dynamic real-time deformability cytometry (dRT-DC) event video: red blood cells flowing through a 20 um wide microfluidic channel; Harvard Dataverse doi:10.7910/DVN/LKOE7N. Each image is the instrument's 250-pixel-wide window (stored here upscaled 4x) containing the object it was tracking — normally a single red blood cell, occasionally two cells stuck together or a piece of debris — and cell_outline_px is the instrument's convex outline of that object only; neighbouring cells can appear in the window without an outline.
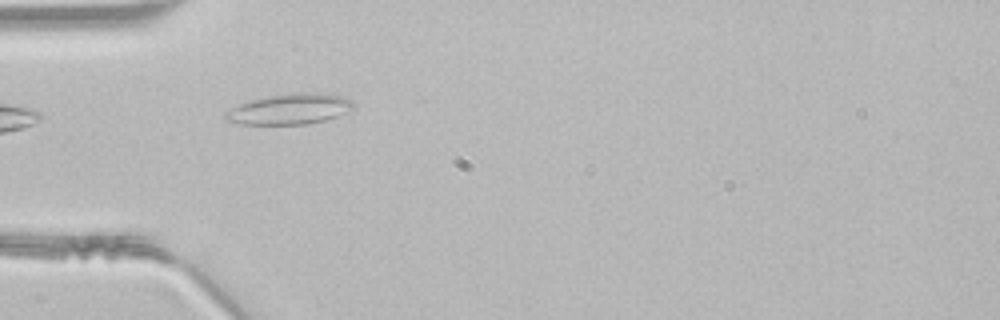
{"species": "common noctule bat (a hibernating species)", "species_latin": "Nyctalus noctula", "temperature_condition": "room temperature", "stored_images_in_passage": 4, "camera_frame_rate_fps": 3000, "um_per_image_px": 0.085, "animal": {"sex": "male", "body_mass_g": 21.5, "forearm_length_mm": 52.0}, "frame": {"image": 1, "passage_image": 1, "time_ms": 0.0, "image_size_px": [1000, 320], "cell_outline_px": [[356, 104], [352, 108], [336, 116], [324, 120], [308, 124], [240, 124], [224, 120], [224, 112], [240, 104], [252, 100], [268, 96], [296, 92], [320, 92], [344, 96], [352, 100]], "centroid_in_image_um": [24.63, 9.26], "position_along_channel_um": 60.4, "area_um2": 22.83}}
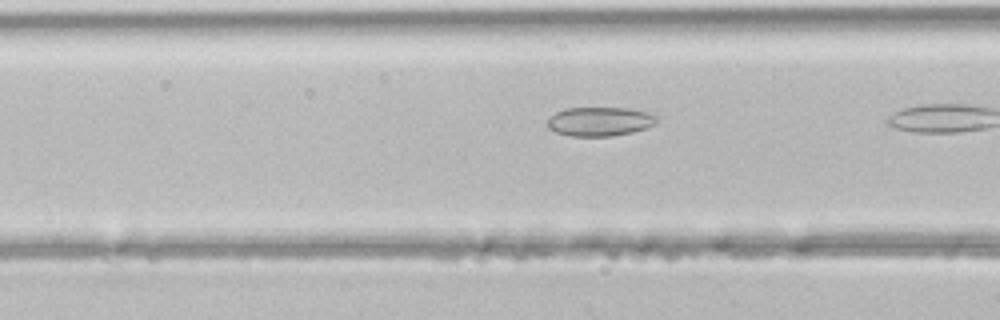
{"frame": {"image": 2, "passage_image": 3, "time_ms": 0.667, "image_size_px": [1000, 320], "cell_outline_px": [[660, 116], [656, 124], [632, 132], [612, 136], [572, 136], [556, 132], [548, 128], [548, 120], [556, 112], [564, 108], [628, 108]], "centroid_in_image_um": [51.0, 10.32], "position_along_channel_um": 115.6, "area_um2": 18.44}}